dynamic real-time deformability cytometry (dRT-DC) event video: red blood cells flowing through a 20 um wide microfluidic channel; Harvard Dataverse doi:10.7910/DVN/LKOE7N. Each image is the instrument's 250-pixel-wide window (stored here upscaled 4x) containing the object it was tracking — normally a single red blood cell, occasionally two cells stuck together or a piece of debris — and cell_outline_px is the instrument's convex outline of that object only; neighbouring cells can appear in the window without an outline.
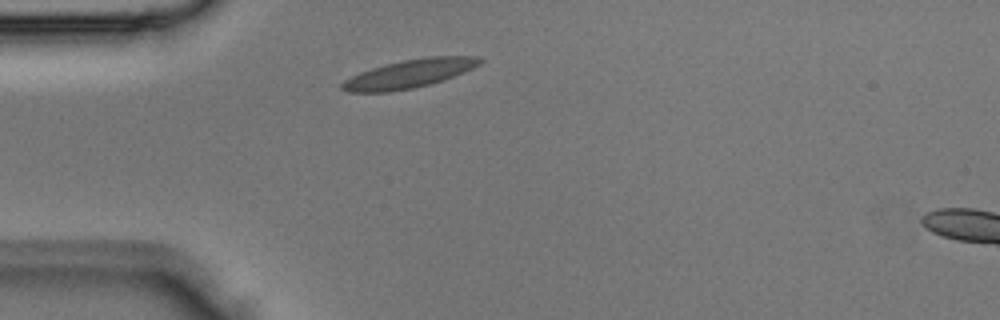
{"species": "Egyptian fruit bat (a non-hibernating species)", "species_latin": "Rousettus aegyptiacus", "temperature_condition": "room temperature", "stored_images_in_passage": 2, "camera_frame_rate_fps": 3000, "um_per_image_px": 0.085, "animal": {"sex": "male"}, "frame": {"image": 1, "passage_image": 1, "time_ms": 0.0, "image_size_px": [1000, 320], "cell_outline_px": [[484, 60], [480, 64], [472, 68], [444, 80], [412, 88], [388, 92], [348, 92], [340, 88], [340, 84], [344, 80], [360, 72], [384, 64], [404, 60], [428, 56], [476, 56]], "centroid_in_image_um": [34.77, 6.26], "position_along_channel_um": 50.2, "area_um2": 22.66}}